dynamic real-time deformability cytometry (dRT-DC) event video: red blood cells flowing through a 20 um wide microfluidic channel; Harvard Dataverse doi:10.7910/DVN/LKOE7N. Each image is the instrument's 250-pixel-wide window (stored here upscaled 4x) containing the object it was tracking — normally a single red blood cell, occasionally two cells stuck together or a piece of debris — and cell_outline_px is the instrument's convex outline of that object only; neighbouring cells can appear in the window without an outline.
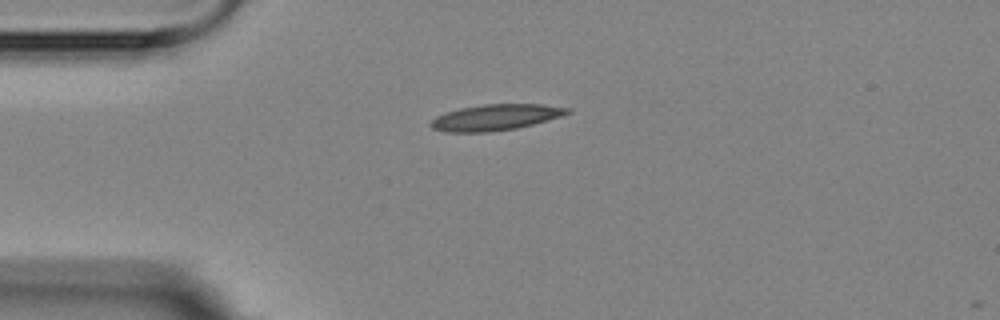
{"species": "Egyptian fruit bat (a non-hibernating species)", "species_latin": "Rousettus aegyptiacus", "temperature_condition": "room temperature", "stored_images_in_passage": 2, "camera_frame_rate_fps": 3000, "um_per_image_px": 0.085, "animal": {"sex": "female"}, "frame": {"image": 1, "passage_image": 1, "time_ms": 0.0, "image_size_px": [1000, 320], "cell_outline_px": [[572, 112], [560, 116], [532, 124], [516, 128], [488, 132], [444, 132], [432, 128], [428, 124], [436, 116], [444, 112], [460, 108], [484, 104], [540, 104], [572, 108]], "centroid_in_image_um": [42.09, 9.97], "position_along_channel_um": 42.9, "area_um2": 20.69}}